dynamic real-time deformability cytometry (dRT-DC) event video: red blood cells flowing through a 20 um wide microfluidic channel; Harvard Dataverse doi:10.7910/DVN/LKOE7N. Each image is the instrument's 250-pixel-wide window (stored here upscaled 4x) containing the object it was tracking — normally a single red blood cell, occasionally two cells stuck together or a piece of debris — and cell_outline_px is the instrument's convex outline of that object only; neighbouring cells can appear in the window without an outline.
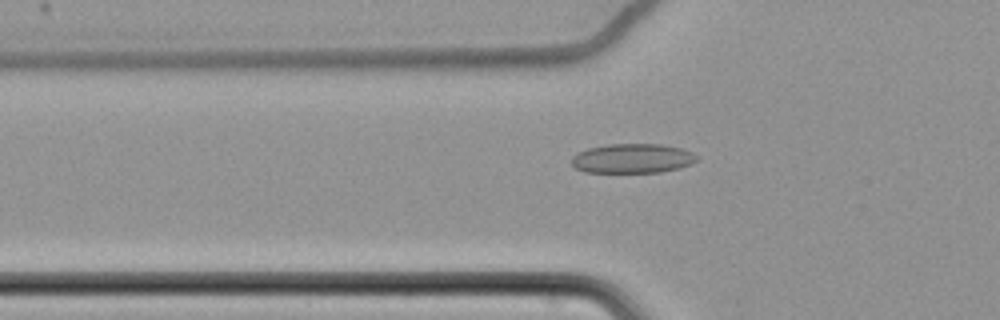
{"species": "common noctule bat (a hibernating species)", "species_latin": "Nyctalus noctula", "temperature_condition": "cold", "stored_images_in_passage": 62, "camera_frame_rate_fps": 3000, "um_per_image_px": 0.085, "animal": {"sex": "female", "body_mass_g": 22.7, "forearm_length_mm": 54.2}, "frame": {"image": 1, "passage_image": 23, "time_ms": 7.333, "image_size_px": [1000, 320], "cell_outline_px": [[700, 160], [692, 164], [680, 168], [660, 172], [584, 172], [576, 168], [572, 164], [572, 156], [576, 152], [588, 148], [608, 144], [660, 144], [680, 148], [692, 152], [700, 156]], "centroid_in_image_um": [53.79, 13.46], "position_along_channel_um": 72.0, "area_um2": 21.73}}
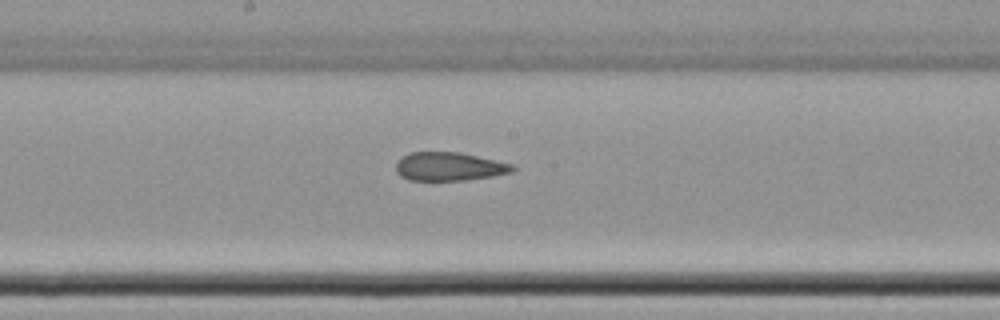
{"frame": {"image": 2, "passage_image": 35, "time_ms": 11.333, "image_size_px": [1000, 320], "cell_outline_px": [[516, 168], [512, 172], [492, 176], [468, 180], [408, 180], [400, 176], [396, 172], [396, 164], [404, 156], [412, 152], [460, 152], [512, 164]], "centroid_in_image_um": [38.19, 14.16], "position_along_channel_um": 210.0, "area_um2": 19.25}}
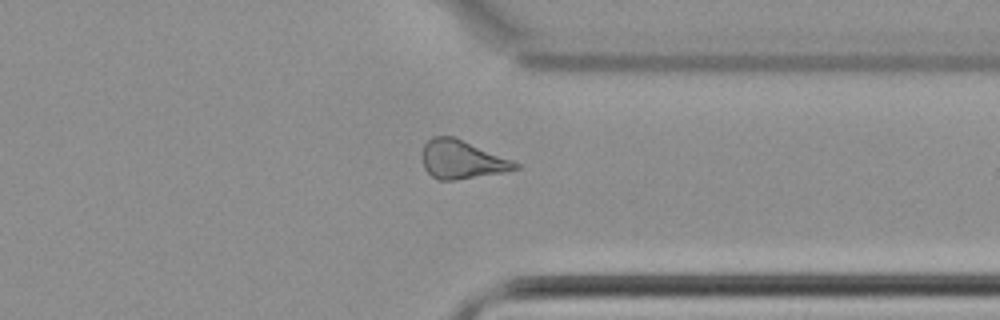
{"frame": {"image": 3, "passage_image": 49, "time_ms": 16.0, "image_size_px": [1000, 320], "cell_outline_px": [[520, 168], [504, 172], [456, 180], [436, 180], [424, 168], [420, 156], [424, 144], [432, 136], [456, 136], [512, 160], [520, 164]], "centroid_in_image_um": [39.23, 13.55], "position_along_channel_um": 372.2, "area_um2": 21.21}, "authors_computed_cell_mechanics": {"area_um2": 21.7039, "velocity_mm_per_s": 3.4779, "shape_relaxation_time_tau1_ms": null, "shape_relaxation_time_tau2_ms": 3.9955, "deformation_change_tau1": null, "deformation_change_tau2": 0.1096}}